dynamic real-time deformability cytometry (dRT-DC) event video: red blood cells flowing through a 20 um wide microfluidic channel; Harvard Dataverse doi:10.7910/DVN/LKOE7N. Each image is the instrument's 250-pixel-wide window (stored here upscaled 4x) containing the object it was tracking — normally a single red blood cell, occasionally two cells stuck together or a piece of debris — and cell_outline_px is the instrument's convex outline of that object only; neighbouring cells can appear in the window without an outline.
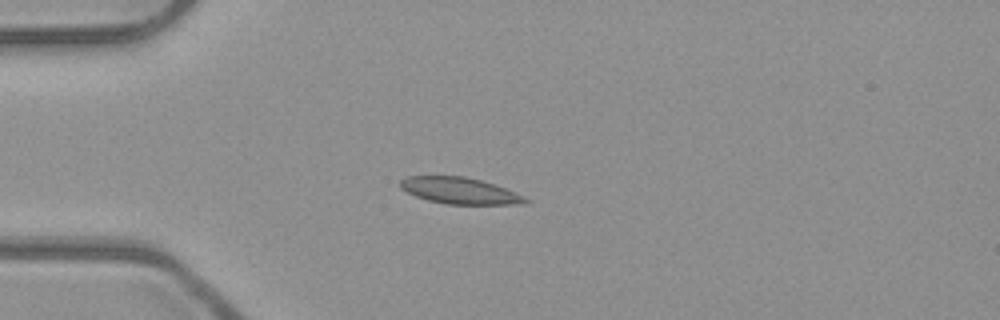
{"species": "common noctule bat (a hibernating species)", "species_latin": "Nyctalus noctula", "temperature_condition": "room temperature", "stored_images_in_passage": 5, "camera_frame_rate_fps": 3000, "um_per_image_px": 0.085, "animal": {"sex": "male", "body_mass_g": 23.1, "forearm_length_mm": 52.7}, "frame": {"image": 1, "passage_image": 3, "time_ms": 0.667, "image_size_px": [1000, 320], "cell_outline_px": [[532, 200], [528, 204], [444, 204], [428, 200], [416, 196], [400, 188], [400, 180], [408, 176], [464, 176], [480, 180], [504, 188], [524, 196]], "centroid_in_image_um": [39.09, 16.22], "position_along_channel_um": 45.9, "area_um2": 19.19}}
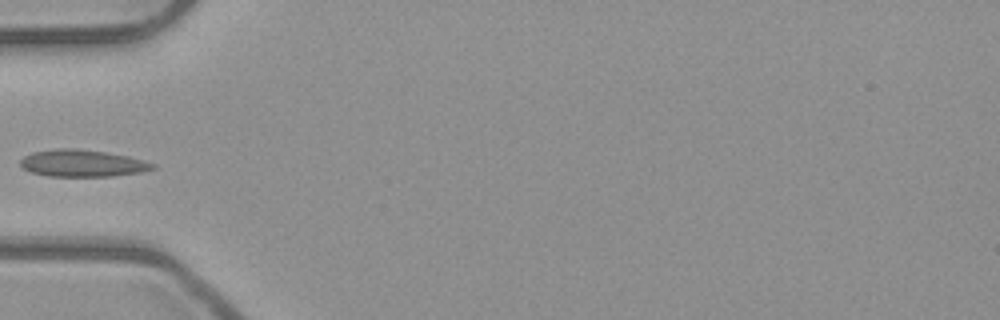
{"frame": {"image": 2, "passage_image": 4, "time_ms": 1.0, "image_size_px": [1000, 320], "cell_outline_px": [[156, 168], [144, 172], [112, 176], [48, 176], [32, 172], [24, 168], [20, 164], [20, 160], [24, 156], [32, 152], [56, 148], [76, 148], [104, 152], [128, 156], [156, 164]], "centroid_in_image_um": [7.02, 13.87], "position_along_channel_um": 78.0, "area_um2": 20.81}}
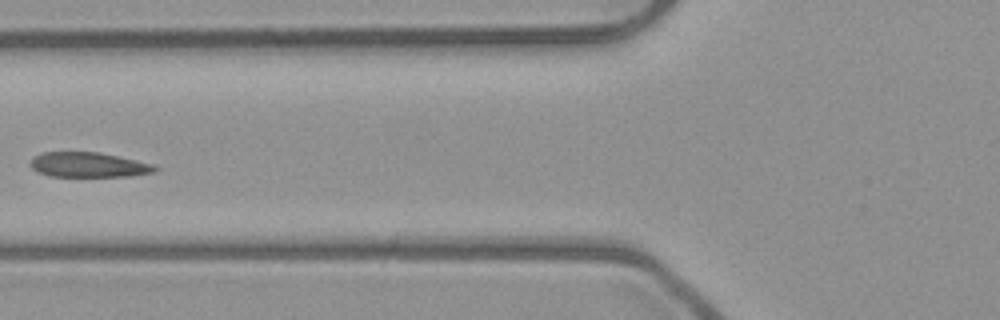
{"frame": {"image": 3, "passage_image": 5, "time_ms": 1.333, "image_size_px": [1000, 320], "cell_outline_px": [[160, 168], [156, 172], [132, 176], [48, 176], [36, 172], [28, 164], [28, 160], [32, 156], [40, 152], [96, 152], [136, 160], [152, 164]], "centroid_in_image_um": [7.45, 14.01], "position_along_channel_um": 118.3, "area_um2": 18.32}}